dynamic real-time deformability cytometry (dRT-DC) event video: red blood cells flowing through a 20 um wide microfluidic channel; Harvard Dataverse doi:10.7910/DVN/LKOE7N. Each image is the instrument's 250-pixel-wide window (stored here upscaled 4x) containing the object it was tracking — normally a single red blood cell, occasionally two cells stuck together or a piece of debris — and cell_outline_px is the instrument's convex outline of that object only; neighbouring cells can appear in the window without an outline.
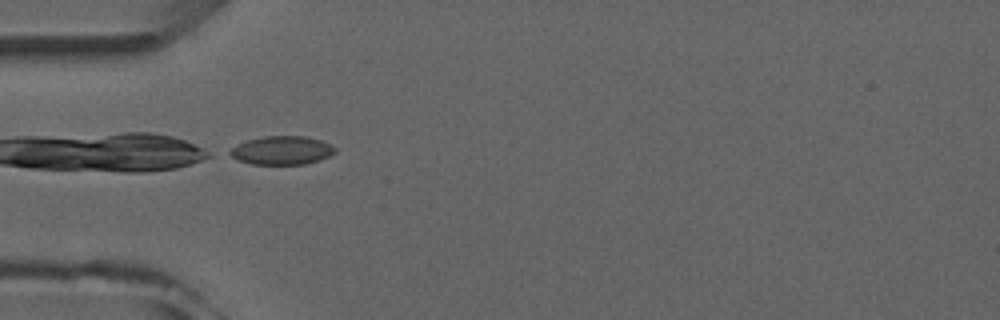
{"species": "common noctule bat (a hibernating species)", "species_latin": "Nyctalus noctula", "temperature_condition": "room temperature", "stored_images_in_passage": 6, "camera_frame_rate_fps": 3000, "um_per_image_px": 0.085, "animal": {"sex": "male", "forearm_length_mm": 52.5}, "frame": {"image": 1, "passage_image": 5, "time_ms": 4.333, "image_size_px": [1000, 320], "cell_outline_px": [[336, 152], [320, 160], [304, 164], [252, 164], [236, 160], [228, 156], [224, 152], [236, 144], [248, 140], [264, 136], [308, 136], [320, 140], [336, 148]], "centroid_in_image_um": [23.87, 12.78], "position_along_channel_um": 61.1, "area_um2": 17.74}}
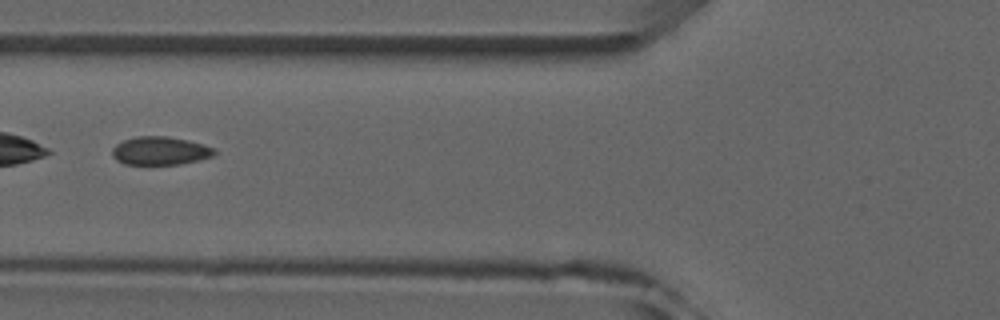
{"frame": {"image": 2, "passage_image": 6, "time_ms": 5.667, "image_size_px": [1000, 320], "cell_outline_px": [[216, 152], [212, 156], [180, 164], [124, 164], [116, 160], [112, 156], [112, 148], [116, 144], [124, 140], [136, 136], [168, 136], [188, 140], [204, 144], [216, 148]], "centroid_in_image_um": [13.6, 12.81], "position_along_channel_um": 112.2, "area_um2": 16.88}}